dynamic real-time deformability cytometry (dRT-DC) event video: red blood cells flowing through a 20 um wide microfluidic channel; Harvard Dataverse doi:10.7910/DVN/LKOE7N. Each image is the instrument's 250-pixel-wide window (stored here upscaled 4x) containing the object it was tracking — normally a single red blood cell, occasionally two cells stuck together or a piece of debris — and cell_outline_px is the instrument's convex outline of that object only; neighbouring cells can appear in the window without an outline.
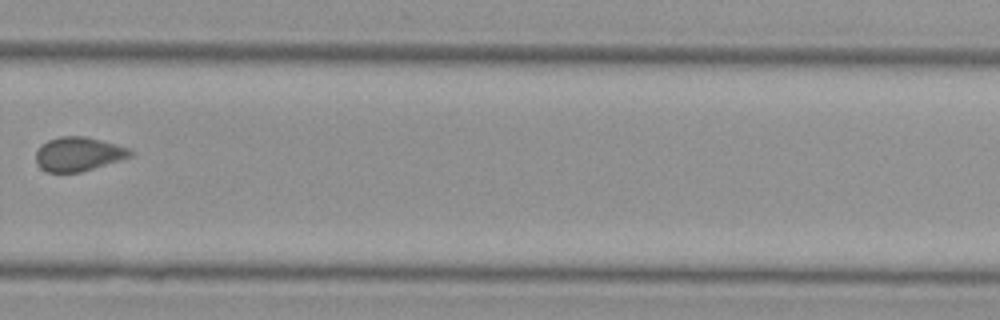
{"species": "Egyptian fruit bat (a non-hibernating species)", "species_latin": "Rousettus aegyptiacus", "temperature_condition": "cold", "stored_images_in_passage": 11, "camera_frame_rate_fps": 3000, "um_per_image_px": 0.085, "animal": {"sex": "female"}, "frame": {"image": 1, "passage_image": 11, "time_ms": 3.333, "image_size_px": [1000, 320], "cell_outline_px": [[136, 152], [132, 156], [120, 160], [80, 172], [48, 172], [40, 168], [36, 164], [36, 152], [40, 144], [48, 140], [60, 136], [84, 136], [116, 144], [128, 148]], "centroid_in_image_um": [6.65, 13.09], "position_along_channel_um": 323.1, "area_um2": 18.79}}